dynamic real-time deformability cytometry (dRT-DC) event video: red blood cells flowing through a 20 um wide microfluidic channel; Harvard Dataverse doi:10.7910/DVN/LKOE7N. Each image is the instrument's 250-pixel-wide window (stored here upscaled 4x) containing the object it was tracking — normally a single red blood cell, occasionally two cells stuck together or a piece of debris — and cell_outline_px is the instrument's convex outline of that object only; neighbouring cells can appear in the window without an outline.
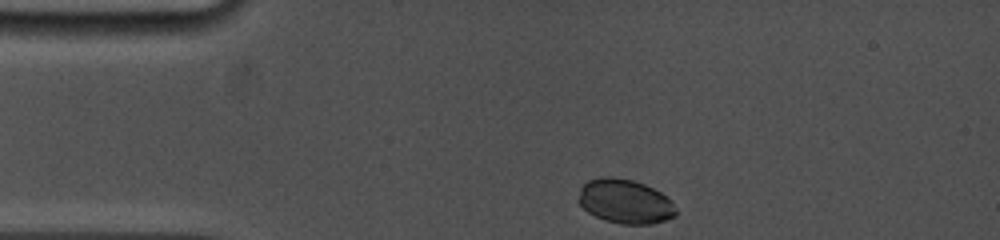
{"species": "common noctule bat (a hibernating species)", "species_latin": "Nyctalus noctula", "temperature_condition": "cold", "stored_images_in_passage": 30, "camera_frame_rate_fps": 5000, "um_per_image_px": 0.085, "animal": {"sex": "female", "body_mass_g": 19.0, "forearm_length_mm": 53.3}, "frame": {"image": 1, "passage_image": 1, "time_ms": 0.0, "image_size_px": [1000, 240], "cell_outline_px": [[676, 216], [652, 224], [620, 224], [604, 220], [588, 212], [576, 200], [580, 188], [588, 180], [604, 176], [608, 176], [632, 180], [644, 184], [660, 192], [672, 200], [676, 208]], "centroid_in_image_um": [53.12, 17.12], "position_along_channel_um": 31.9, "area_um2": 25.26}}
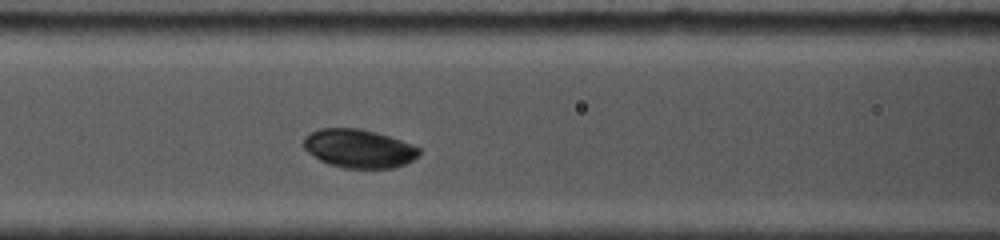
{"frame": {"image": 2, "passage_image": 22, "time_ms": 3.8, "image_size_px": [1000, 240], "cell_outline_px": [[420, 152], [412, 160], [404, 164], [392, 168], [344, 168], [328, 164], [320, 160], [308, 152], [304, 148], [304, 136], [320, 128], [360, 128], [376, 132], [400, 140], [420, 148]], "centroid_in_image_um": [30.47, 12.62], "position_along_channel_um": 136.1, "area_um2": 25.78}}
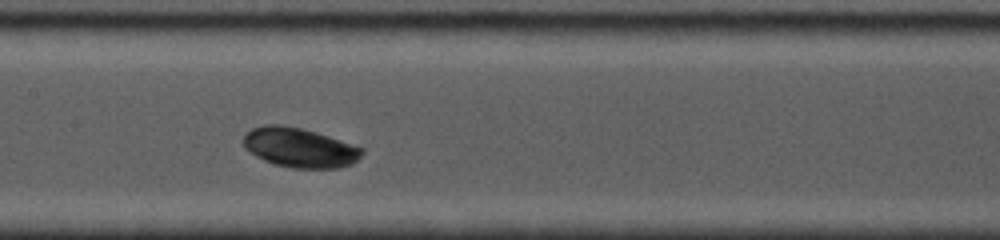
{"frame": {"image": 3, "passage_image": 29, "time_ms": 5.0, "image_size_px": [1000, 240], "cell_outline_px": [[364, 152], [352, 164], [340, 168], [292, 168], [272, 164], [256, 156], [244, 148], [244, 136], [252, 128], [264, 124], [280, 124], [300, 128], [316, 132], [364, 148]], "centroid_in_image_um": [25.46, 12.55], "position_along_channel_um": 181.9, "area_um2": 27.34}}